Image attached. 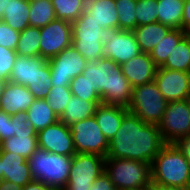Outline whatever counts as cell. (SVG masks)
<instances>
[{"mask_svg":"<svg viewBox=\"0 0 190 190\" xmlns=\"http://www.w3.org/2000/svg\"><path fill=\"white\" fill-rule=\"evenodd\" d=\"M104 161L105 158L97 154H74L69 179L63 190H91V184L104 171Z\"/></svg>","mask_w":190,"mask_h":190,"instance_id":"obj_11","label":"cell"},{"mask_svg":"<svg viewBox=\"0 0 190 190\" xmlns=\"http://www.w3.org/2000/svg\"><path fill=\"white\" fill-rule=\"evenodd\" d=\"M142 53L133 31L113 30L103 42V56L121 65Z\"/></svg>","mask_w":190,"mask_h":190,"instance_id":"obj_16","label":"cell"},{"mask_svg":"<svg viewBox=\"0 0 190 190\" xmlns=\"http://www.w3.org/2000/svg\"><path fill=\"white\" fill-rule=\"evenodd\" d=\"M72 46L87 61L98 60L103 56V42L106 41L109 30L103 29L94 20L82 14L72 22Z\"/></svg>","mask_w":190,"mask_h":190,"instance_id":"obj_7","label":"cell"},{"mask_svg":"<svg viewBox=\"0 0 190 190\" xmlns=\"http://www.w3.org/2000/svg\"><path fill=\"white\" fill-rule=\"evenodd\" d=\"M136 4L137 0H116L119 30L132 31L136 28Z\"/></svg>","mask_w":190,"mask_h":190,"instance_id":"obj_33","label":"cell"},{"mask_svg":"<svg viewBox=\"0 0 190 190\" xmlns=\"http://www.w3.org/2000/svg\"><path fill=\"white\" fill-rule=\"evenodd\" d=\"M164 145L157 125L144 123L128 111L109 141L106 158L132 159L152 164Z\"/></svg>","mask_w":190,"mask_h":190,"instance_id":"obj_1","label":"cell"},{"mask_svg":"<svg viewBox=\"0 0 190 190\" xmlns=\"http://www.w3.org/2000/svg\"><path fill=\"white\" fill-rule=\"evenodd\" d=\"M186 35L182 29H171L150 53L151 59L157 67H161L179 41Z\"/></svg>","mask_w":190,"mask_h":190,"instance_id":"obj_28","label":"cell"},{"mask_svg":"<svg viewBox=\"0 0 190 190\" xmlns=\"http://www.w3.org/2000/svg\"><path fill=\"white\" fill-rule=\"evenodd\" d=\"M159 6L157 0H137L136 27L157 22Z\"/></svg>","mask_w":190,"mask_h":190,"instance_id":"obj_35","label":"cell"},{"mask_svg":"<svg viewBox=\"0 0 190 190\" xmlns=\"http://www.w3.org/2000/svg\"><path fill=\"white\" fill-rule=\"evenodd\" d=\"M38 149L37 133L14 134L0 143V152H13L27 160Z\"/></svg>","mask_w":190,"mask_h":190,"instance_id":"obj_26","label":"cell"},{"mask_svg":"<svg viewBox=\"0 0 190 190\" xmlns=\"http://www.w3.org/2000/svg\"><path fill=\"white\" fill-rule=\"evenodd\" d=\"M91 190H117L109 176L103 171L91 184Z\"/></svg>","mask_w":190,"mask_h":190,"instance_id":"obj_41","label":"cell"},{"mask_svg":"<svg viewBox=\"0 0 190 190\" xmlns=\"http://www.w3.org/2000/svg\"><path fill=\"white\" fill-rule=\"evenodd\" d=\"M168 101L161 94L155 81L133 87L127 109L144 123L158 125L166 110Z\"/></svg>","mask_w":190,"mask_h":190,"instance_id":"obj_8","label":"cell"},{"mask_svg":"<svg viewBox=\"0 0 190 190\" xmlns=\"http://www.w3.org/2000/svg\"><path fill=\"white\" fill-rule=\"evenodd\" d=\"M6 82V80L0 78V94L3 91Z\"/></svg>","mask_w":190,"mask_h":190,"instance_id":"obj_49","label":"cell"},{"mask_svg":"<svg viewBox=\"0 0 190 190\" xmlns=\"http://www.w3.org/2000/svg\"><path fill=\"white\" fill-rule=\"evenodd\" d=\"M11 122H14V134L37 133L35 128L28 123L27 114L25 112L12 115Z\"/></svg>","mask_w":190,"mask_h":190,"instance_id":"obj_39","label":"cell"},{"mask_svg":"<svg viewBox=\"0 0 190 190\" xmlns=\"http://www.w3.org/2000/svg\"><path fill=\"white\" fill-rule=\"evenodd\" d=\"M122 73L132 87L148 84L154 81L157 66L149 53H140L120 65Z\"/></svg>","mask_w":190,"mask_h":190,"instance_id":"obj_17","label":"cell"},{"mask_svg":"<svg viewBox=\"0 0 190 190\" xmlns=\"http://www.w3.org/2000/svg\"><path fill=\"white\" fill-rule=\"evenodd\" d=\"M0 190H23V187L3 179L0 182Z\"/></svg>","mask_w":190,"mask_h":190,"instance_id":"obj_45","label":"cell"},{"mask_svg":"<svg viewBox=\"0 0 190 190\" xmlns=\"http://www.w3.org/2000/svg\"><path fill=\"white\" fill-rule=\"evenodd\" d=\"M72 96L70 87L51 86L48 97L46 98L50 108L60 116L68 105V100Z\"/></svg>","mask_w":190,"mask_h":190,"instance_id":"obj_36","label":"cell"},{"mask_svg":"<svg viewBox=\"0 0 190 190\" xmlns=\"http://www.w3.org/2000/svg\"><path fill=\"white\" fill-rule=\"evenodd\" d=\"M183 30L190 34V0H185L184 3Z\"/></svg>","mask_w":190,"mask_h":190,"instance_id":"obj_43","label":"cell"},{"mask_svg":"<svg viewBox=\"0 0 190 190\" xmlns=\"http://www.w3.org/2000/svg\"><path fill=\"white\" fill-rule=\"evenodd\" d=\"M83 75L100 95L102 103L128 107L133 87L122 73L121 66L112 59L102 57L87 61Z\"/></svg>","mask_w":190,"mask_h":190,"instance_id":"obj_2","label":"cell"},{"mask_svg":"<svg viewBox=\"0 0 190 190\" xmlns=\"http://www.w3.org/2000/svg\"><path fill=\"white\" fill-rule=\"evenodd\" d=\"M128 111L126 107L120 105L105 103L98 105L94 117L108 141H110L118 131V128L122 124L123 117Z\"/></svg>","mask_w":190,"mask_h":190,"instance_id":"obj_21","label":"cell"},{"mask_svg":"<svg viewBox=\"0 0 190 190\" xmlns=\"http://www.w3.org/2000/svg\"><path fill=\"white\" fill-rule=\"evenodd\" d=\"M27 163L33 180H38L56 190H63L69 179L72 157L38 148Z\"/></svg>","mask_w":190,"mask_h":190,"instance_id":"obj_5","label":"cell"},{"mask_svg":"<svg viewBox=\"0 0 190 190\" xmlns=\"http://www.w3.org/2000/svg\"><path fill=\"white\" fill-rule=\"evenodd\" d=\"M83 13L103 29L118 30L116 0H86Z\"/></svg>","mask_w":190,"mask_h":190,"instance_id":"obj_19","label":"cell"},{"mask_svg":"<svg viewBox=\"0 0 190 190\" xmlns=\"http://www.w3.org/2000/svg\"><path fill=\"white\" fill-rule=\"evenodd\" d=\"M23 190H56L38 180H32L23 187Z\"/></svg>","mask_w":190,"mask_h":190,"instance_id":"obj_44","label":"cell"},{"mask_svg":"<svg viewBox=\"0 0 190 190\" xmlns=\"http://www.w3.org/2000/svg\"><path fill=\"white\" fill-rule=\"evenodd\" d=\"M38 148L72 157L76 154L69 126L57 121L37 132Z\"/></svg>","mask_w":190,"mask_h":190,"instance_id":"obj_15","label":"cell"},{"mask_svg":"<svg viewBox=\"0 0 190 190\" xmlns=\"http://www.w3.org/2000/svg\"><path fill=\"white\" fill-rule=\"evenodd\" d=\"M14 122L11 115L0 109V143L14 135Z\"/></svg>","mask_w":190,"mask_h":190,"instance_id":"obj_40","label":"cell"},{"mask_svg":"<svg viewBox=\"0 0 190 190\" xmlns=\"http://www.w3.org/2000/svg\"><path fill=\"white\" fill-rule=\"evenodd\" d=\"M127 190H152V184L151 185H145L143 187H137V188L127 189Z\"/></svg>","mask_w":190,"mask_h":190,"instance_id":"obj_48","label":"cell"},{"mask_svg":"<svg viewBox=\"0 0 190 190\" xmlns=\"http://www.w3.org/2000/svg\"><path fill=\"white\" fill-rule=\"evenodd\" d=\"M70 91L73 96L79 97L82 100L87 101H102L100 95L92 88L93 85L87 79V76H84L83 73L76 76L70 82Z\"/></svg>","mask_w":190,"mask_h":190,"instance_id":"obj_34","label":"cell"},{"mask_svg":"<svg viewBox=\"0 0 190 190\" xmlns=\"http://www.w3.org/2000/svg\"><path fill=\"white\" fill-rule=\"evenodd\" d=\"M157 127L165 144L190 134V99L168 102Z\"/></svg>","mask_w":190,"mask_h":190,"instance_id":"obj_10","label":"cell"},{"mask_svg":"<svg viewBox=\"0 0 190 190\" xmlns=\"http://www.w3.org/2000/svg\"><path fill=\"white\" fill-rule=\"evenodd\" d=\"M170 27L159 22L137 26L132 31L135 39L144 53H151L153 48L168 34Z\"/></svg>","mask_w":190,"mask_h":190,"instance_id":"obj_23","label":"cell"},{"mask_svg":"<svg viewBox=\"0 0 190 190\" xmlns=\"http://www.w3.org/2000/svg\"><path fill=\"white\" fill-rule=\"evenodd\" d=\"M152 183L189 189L190 163L174 144H165L151 164Z\"/></svg>","mask_w":190,"mask_h":190,"instance_id":"obj_3","label":"cell"},{"mask_svg":"<svg viewBox=\"0 0 190 190\" xmlns=\"http://www.w3.org/2000/svg\"><path fill=\"white\" fill-rule=\"evenodd\" d=\"M3 179L24 187L33 180L27 159L13 152H0Z\"/></svg>","mask_w":190,"mask_h":190,"instance_id":"obj_20","label":"cell"},{"mask_svg":"<svg viewBox=\"0 0 190 190\" xmlns=\"http://www.w3.org/2000/svg\"><path fill=\"white\" fill-rule=\"evenodd\" d=\"M174 145L190 163V134L178 139Z\"/></svg>","mask_w":190,"mask_h":190,"instance_id":"obj_42","label":"cell"},{"mask_svg":"<svg viewBox=\"0 0 190 190\" xmlns=\"http://www.w3.org/2000/svg\"><path fill=\"white\" fill-rule=\"evenodd\" d=\"M9 1L10 0H0V19L2 18L4 10H6Z\"/></svg>","mask_w":190,"mask_h":190,"instance_id":"obj_47","label":"cell"},{"mask_svg":"<svg viewBox=\"0 0 190 190\" xmlns=\"http://www.w3.org/2000/svg\"><path fill=\"white\" fill-rule=\"evenodd\" d=\"M35 97L26 86L6 82L0 94V109L9 115L26 112Z\"/></svg>","mask_w":190,"mask_h":190,"instance_id":"obj_18","label":"cell"},{"mask_svg":"<svg viewBox=\"0 0 190 190\" xmlns=\"http://www.w3.org/2000/svg\"><path fill=\"white\" fill-rule=\"evenodd\" d=\"M25 113L28 123L37 132L59 121V116L50 108L47 99H35Z\"/></svg>","mask_w":190,"mask_h":190,"instance_id":"obj_25","label":"cell"},{"mask_svg":"<svg viewBox=\"0 0 190 190\" xmlns=\"http://www.w3.org/2000/svg\"><path fill=\"white\" fill-rule=\"evenodd\" d=\"M20 32L10 28L4 21L0 20V46L15 51Z\"/></svg>","mask_w":190,"mask_h":190,"instance_id":"obj_38","label":"cell"},{"mask_svg":"<svg viewBox=\"0 0 190 190\" xmlns=\"http://www.w3.org/2000/svg\"><path fill=\"white\" fill-rule=\"evenodd\" d=\"M152 190H188V189L174 188V187L162 186L152 183Z\"/></svg>","mask_w":190,"mask_h":190,"instance_id":"obj_46","label":"cell"},{"mask_svg":"<svg viewBox=\"0 0 190 190\" xmlns=\"http://www.w3.org/2000/svg\"><path fill=\"white\" fill-rule=\"evenodd\" d=\"M40 28L28 26L20 32L15 52L20 56H40Z\"/></svg>","mask_w":190,"mask_h":190,"instance_id":"obj_30","label":"cell"},{"mask_svg":"<svg viewBox=\"0 0 190 190\" xmlns=\"http://www.w3.org/2000/svg\"><path fill=\"white\" fill-rule=\"evenodd\" d=\"M17 53L9 48L0 46V78L8 81L12 72Z\"/></svg>","mask_w":190,"mask_h":190,"instance_id":"obj_37","label":"cell"},{"mask_svg":"<svg viewBox=\"0 0 190 190\" xmlns=\"http://www.w3.org/2000/svg\"><path fill=\"white\" fill-rule=\"evenodd\" d=\"M104 171L117 190L152 184L151 164L139 160L105 158Z\"/></svg>","mask_w":190,"mask_h":190,"instance_id":"obj_6","label":"cell"},{"mask_svg":"<svg viewBox=\"0 0 190 190\" xmlns=\"http://www.w3.org/2000/svg\"><path fill=\"white\" fill-rule=\"evenodd\" d=\"M29 15V0H10L0 20L4 21L10 28L21 32L29 26Z\"/></svg>","mask_w":190,"mask_h":190,"instance_id":"obj_24","label":"cell"},{"mask_svg":"<svg viewBox=\"0 0 190 190\" xmlns=\"http://www.w3.org/2000/svg\"><path fill=\"white\" fill-rule=\"evenodd\" d=\"M40 57L49 60L72 45V24L54 19L40 28Z\"/></svg>","mask_w":190,"mask_h":190,"instance_id":"obj_13","label":"cell"},{"mask_svg":"<svg viewBox=\"0 0 190 190\" xmlns=\"http://www.w3.org/2000/svg\"><path fill=\"white\" fill-rule=\"evenodd\" d=\"M56 19L67 22L76 21L84 12L86 0H51Z\"/></svg>","mask_w":190,"mask_h":190,"instance_id":"obj_32","label":"cell"},{"mask_svg":"<svg viewBox=\"0 0 190 190\" xmlns=\"http://www.w3.org/2000/svg\"><path fill=\"white\" fill-rule=\"evenodd\" d=\"M52 86L69 87L83 73L87 60L71 45L48 60Z\"/></svg>","mask_w":190,"mask_h":190,"instance_id":"obj_12","label":"cell"},{"mask_svg":"<svg viewBox=\"0 0 190 190\" xmlns=\"http://www.w3.org/2000/svg\"><path fill=\"white\" fill-rule=\"evenodd\" d=\"M30 15L29 26L44 27L56 19V14L51 0H29Z\"/></svg>","mask_w":190,"mask_h":190,"instance_id":"obj_31","label":"cell"},{"mask_svg":"<svg viewBox=\"0 0 190 190\" xmlns=\"http://www.w3.org/2000/svg\"><path fill=\"white\" fill-rule=\"evenodd\" d=\"M3 180V170L1 167V160H0V182Z\"/></svg>","mask_w":190,"mask_h":190,"instance_id":"obj_50","label":"cell"},{"mask_svg":"<svg viewBox=\"0 0 190 190\" xmlns=\"http://www.w3.org/2000/svg\"><path fill=\"white\" fill-rule=\"evenodd\" d=\"M169 70L190 71V40L185 35L161 66Z\"/></svg>","mask_w":190,"mask_h":190,"instance_id":"obj_29","label":"cell"},{"mask_svg":"<svg viewBox=\"0 0 190 190\" xmlns=\"http://www.w3.org/2000/svg\"><path fill=\"white\" fill-rule=\"evenodd\" d=\"M68 105L59 116V121L67 126L81 121L83 119L94 116L96 109L102 101H87L79 97L71 96Z\"/></svg>","mask_w":190,"mask_h":190,"instance_id":"obj_22","label":"cell"},{"mask_svg":"<svg viewBox=\"0 0 190 190\" xmlns=\"http://www.w3.org/2000/svg\"><path fill=\"white\" fill-rule=\"evenodd\" d=\"M69 128L76 153L97 154L106 158L109 141L94 116L75 122Z\"/></svg>","mask_w":190,"mask_h":190,"instance_id":"obj_9","label":"cell"},{"mask_svg":"<svg viewBox=\"0 0 190 190\" xmlns=\"http://www.w3.org/2000/svg\"><path fill=\"white\" fill-rule=\"evenodd\" d=\"M159 14L157 22L171 29L183 30V14L185 0H157Z\"/></svg>","mask_w":190,"mask_h":190,"instance_id":"obj_27","label":"cell"},{"mask_svg":"<svg viewBox=\"0 0 190 190\" xmlns=\"http://www.w3.org/2000/svg\"><path fill=\"white\" fill-rule=\"evenodd\" d=\"M8 82L26 86L35 99H46L52 86L48 60L17 55Z\"/></svg>","mask_w":190,"mask_h":190,"instance_id":"obj_4","label":"cell"},{"mask_svg":"<svg viewBox=\"0 0 190 190\" xmlns=\"http://www.w3.org/2000/svg\"><path fill=\"white\" fill-rule=\"evenodd\" d=\"M154 81L168 102L190 99L189 72L157 67Z\"/></svg>","mask_w":190,"mask_h":190,"instance_id":"obj_14","label":"cell"}]
</instances>
